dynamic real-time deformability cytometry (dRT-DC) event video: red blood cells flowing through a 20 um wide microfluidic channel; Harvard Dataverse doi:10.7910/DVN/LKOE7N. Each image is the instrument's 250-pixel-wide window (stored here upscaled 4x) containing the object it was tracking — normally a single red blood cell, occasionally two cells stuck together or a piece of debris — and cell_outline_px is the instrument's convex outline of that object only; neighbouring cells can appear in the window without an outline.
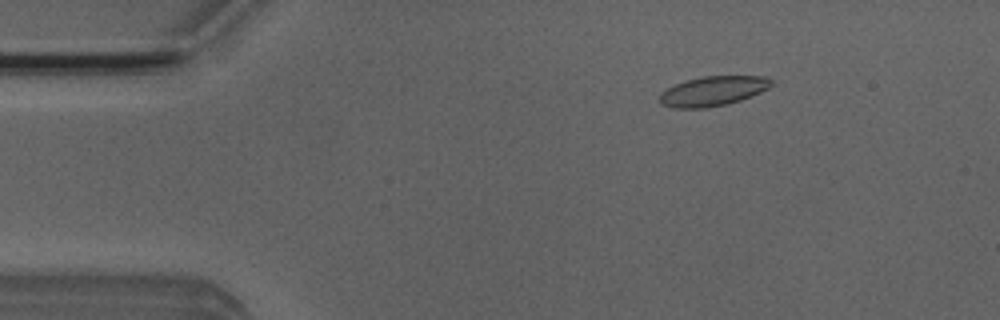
{"species": "Egyptian fruit bat (a non-hibernating species)", "species_latin": "Rousettus aegyptiacus", "temperature_condition": "room temperature", "stored_images_in_passage": 4, "camera_frame_rate_fps": 3000, "um_per_image_px": 0.085, "animal": {"sex": "male"}, "frame": {"image": 1, "passage_image": 2, "time_ms": 1.333, "image_size_px": [1000, 320], "cell_outline_px": [[772, 84], [768, 88], [760, 92], [740, 100], [728, 104], [708, 108], [672, 108], [660, 104], [660, 92], [676, 84], [688, 80], [704, 76], [764, 76], [772, 80]], "centroid_in_image_um": [60.58, 7.75], "position_along_channel_um": 24.4, "area_um2": 19.25}}